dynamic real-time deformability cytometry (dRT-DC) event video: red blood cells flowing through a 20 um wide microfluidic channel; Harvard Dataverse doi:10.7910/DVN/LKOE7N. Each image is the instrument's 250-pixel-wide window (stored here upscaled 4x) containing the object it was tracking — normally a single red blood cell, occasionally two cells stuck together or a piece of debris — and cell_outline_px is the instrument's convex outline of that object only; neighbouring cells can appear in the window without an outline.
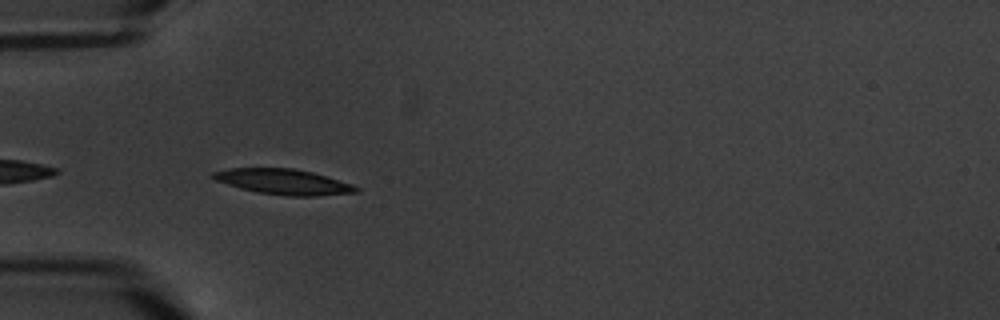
{"species": "common noctule bat (a hibernating species)", "species_latin": "Nyctalus noctula", "temperature_condition": "warm", "stored_images_in_passage": 7, "camera_frame_rate_fps": 3000, "um_per_image_px": 0.085, "animal": {"sex": "male", "body_mass_g": 20.1, "forearm_length_mm": 53.5}, "frame": {"image": 1, "passage_image": 5, "time_ms": 4.667, "image_size_px": [1000, 320], "cell_outline_px": [[360, 192], [316, 196], [288, 196], [260, 192], [240, 188], [216, 180], [212, 176], [212, 172], [228, 168], [292, 168], [312, 172], [352, 184], [360, 188]], "centroid_in_image_um": [24.13, 15.45], "position_along_channel_um": 60.9, "area_um2": 20.98}}